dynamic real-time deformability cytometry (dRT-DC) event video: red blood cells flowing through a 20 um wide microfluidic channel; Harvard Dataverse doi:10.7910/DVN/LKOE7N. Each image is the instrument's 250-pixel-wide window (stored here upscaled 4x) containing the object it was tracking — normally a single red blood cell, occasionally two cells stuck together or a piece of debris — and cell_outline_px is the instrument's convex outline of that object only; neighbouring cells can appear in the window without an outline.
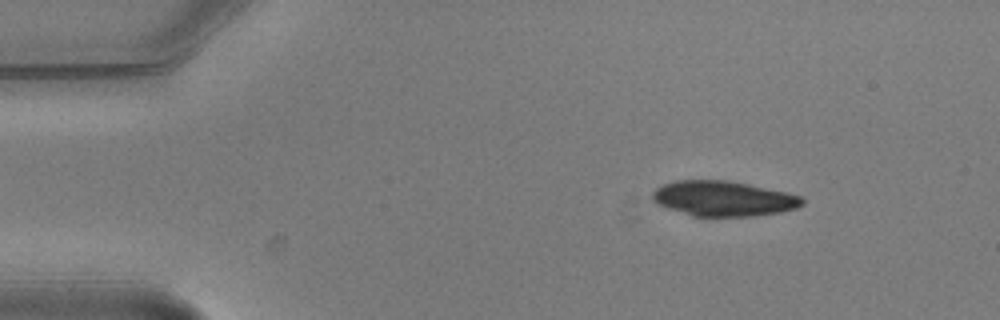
{"species": "common noctule bat (a hibernating species)", "species_latin": "Nyctalus noctula", "temperature_condition": "warm", "stored_images_in_passage": 4, "camera_frame_rate_fps": 3000, "um_per_image_px": 0.085, "animal": {"sex": "male", "body_mass_g": 20.5, "forearm_length_mm": 52.5}, "frame": {"image": 1, "passage_image": 1, "time_ms": 0.0, "image_size_px": [1000, 320], "cell_outline_px": [[804, 204], [796, 208], [780, 212], [752, 216], [692, 216], [656, 204], [652, 200], [652, 192], [656, 188], [664, 184], [676, 180], [728, 180], [788, 192], [800, 196], [804, 200]], "centroid_in_image_um": [61.48, 16.87], "position_along_channel_um": 23.5, "area_um2": 30.75}}